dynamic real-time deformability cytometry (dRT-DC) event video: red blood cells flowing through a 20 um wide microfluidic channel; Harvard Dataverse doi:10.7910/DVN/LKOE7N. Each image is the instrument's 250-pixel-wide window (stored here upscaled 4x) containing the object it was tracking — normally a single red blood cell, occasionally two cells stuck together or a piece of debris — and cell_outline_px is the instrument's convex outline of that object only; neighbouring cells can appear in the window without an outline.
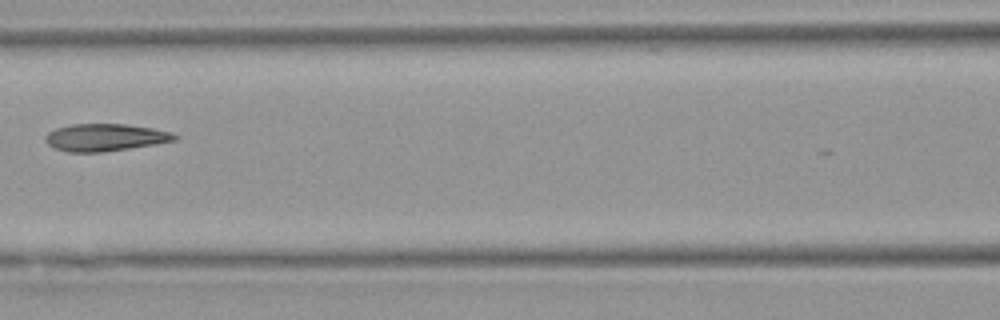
{"species": "Egyptian fruit bat (a non-hibernating species)", "species_latin": "Rousettus aegyptiacus", "temperature_condition": "warm", "stored_images_in_passage": 7, "camera_frame_rate_fps": 3000, "um_per_image_px": 0.085, "animal": {"sex": "female"}, "frame": {"image": 1, "passage_image": 6, "time_ms": 6.0, "image_size_px": [1000, 320], "cell_outline_px": [[180, 136], [176, 140], [156, 144], [104, 152], [68, 152], [56, 148], [48, 144], [44, 140], [44, 136], [48, 132], [56, 128], [72, 124], [124, 124], [152, 128], [172, 132]], "centroid_in_image_um": [8.95, 11.68], "position_along_channel_um": 157.7, "area_um2": 20.63}}